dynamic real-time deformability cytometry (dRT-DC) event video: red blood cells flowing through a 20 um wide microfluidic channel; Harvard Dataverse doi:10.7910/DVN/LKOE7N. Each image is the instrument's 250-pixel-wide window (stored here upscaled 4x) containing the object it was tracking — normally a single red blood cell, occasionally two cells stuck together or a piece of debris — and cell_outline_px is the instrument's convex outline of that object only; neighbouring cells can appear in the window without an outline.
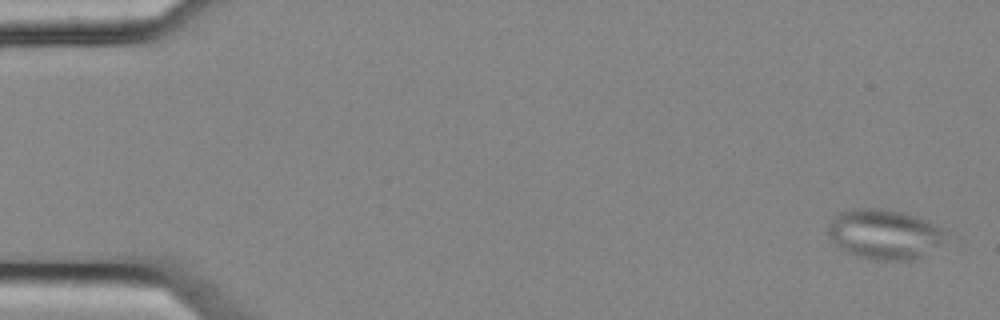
{"species": "common noctule bat (a hibernating species)", "species_latin": "Nyctalus noctula", "temperature_condition": "cold", "stored_images_in_passage": 5, "camera_frame_rate_fps": 3000, "um_per_image_px": 0.085, "animal": {"sex": "female", "body_mass_g": 25.1}, "frame": {"image": 1, "passage_image": 1, "time_ms": 0.0, "image_size_px": [1000, 320], "cell_outline_px": [[948, 232], [940, 244], [920, 260], [876, 260], [856, 256], [848, 252], [836, 244], [828, 232], [828, 224], [840, 212], [856, 208], [880, 208], [900, 212], [916, 216], [944, 228]], "centroid_in_image_um": [75.22, 19.92], "position_along_channel_um": 9.8, "area_um2": 34.16}}